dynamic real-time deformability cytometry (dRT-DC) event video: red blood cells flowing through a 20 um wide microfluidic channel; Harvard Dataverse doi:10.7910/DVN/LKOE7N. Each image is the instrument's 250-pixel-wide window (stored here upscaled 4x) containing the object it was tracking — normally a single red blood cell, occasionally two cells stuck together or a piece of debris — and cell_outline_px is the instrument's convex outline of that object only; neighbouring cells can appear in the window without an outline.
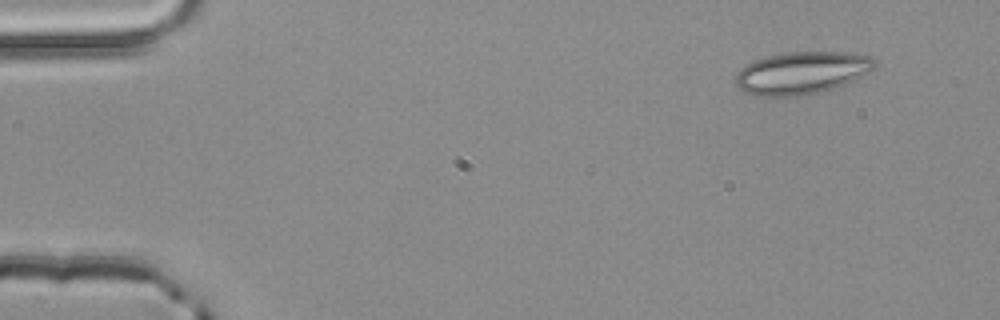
{"species": "common noctule bat (a hibernating species)", "species_latin": "Nyctalus noctula", "temperature_condition": "room temperature", "stored_images_in_passage": 4, "camera_frame_rate_fps": 3000, "um_per_image_px": 0.085, "animal": {"sex": "male", "body_mass_g": 20.4}, "frame": {"image": 1, "passage_image": 1, "time_ms": 0.0, "image_size_px": [1000, 320], "cell_outline_px": [[876, 68], [836, 88], [800, 96], [756, 96], [744, 92], [736, 84], [736, 72], [740, 68], [752, 60], [784, 52], [844, 52], [872, 56], [876, 60]], "centroid_in_image_um": [68.13, 6.19], "position_along_channel_um": 16.9, "area_um2": 34.56}}